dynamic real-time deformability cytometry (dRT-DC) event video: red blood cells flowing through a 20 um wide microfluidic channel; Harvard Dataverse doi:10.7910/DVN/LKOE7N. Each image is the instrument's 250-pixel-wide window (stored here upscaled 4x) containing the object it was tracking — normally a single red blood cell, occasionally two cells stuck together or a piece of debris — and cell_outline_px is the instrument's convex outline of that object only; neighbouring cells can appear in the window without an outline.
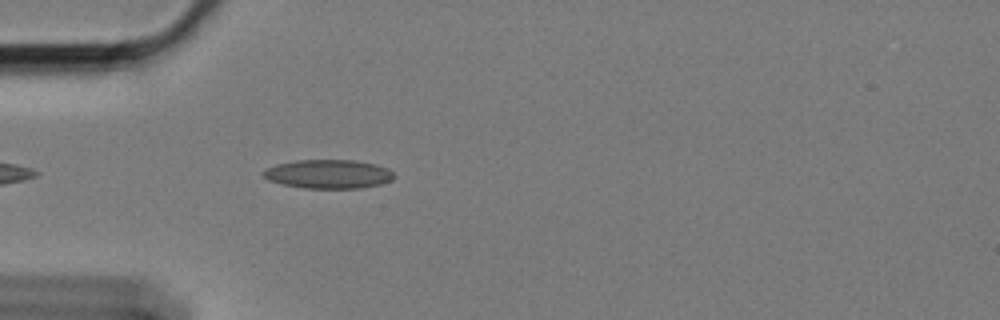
{"species": "Egyptian fruit bat (a non-hibernating species)", "species_latin": "Rousettus aegyptiacus", "temperature_condition": "cold", "stored_images_in_passage": 20, "camera_frame_rate_fps": 3000, "um_per_image_px": 0.085, "animal": {"sex": "female"}, "frame": {"image": 1, "passage_image": 4, "time_ms": 1.0, "image_size_px": [1000, 320], "cell_outline_px": [[396, 176], [392, 180], [380, 184], [360, 188], [304, 188], [284, 184], [268, 180], [260, 172], [276, 164], [296, 160], [352, 160], [376, 164], [388, 168]], "centroid_in_image_um": [27.93, 14.79], "position_along_channel_um": 57.1, "area_um2": 21.96}}
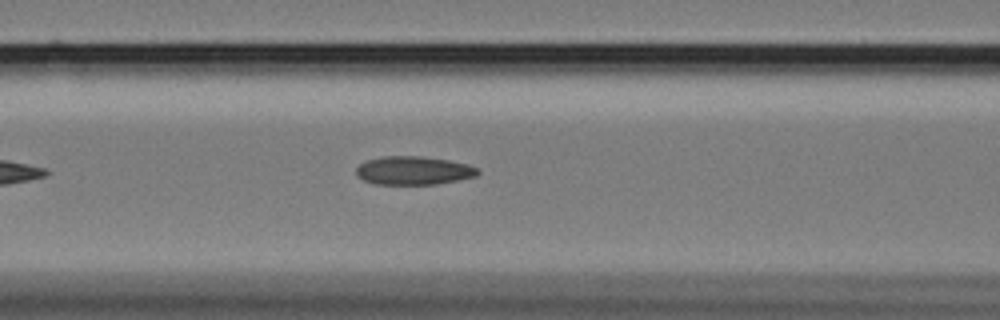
{"frame": {"image": 2, "passage_image": 11, "time_ms": 3.333, "image_size_px": [1000, 320], "cell_outline_px": [[480, 172], [476, 176], [436, 184], [376, 184], [364, 180], [356, 176], [356, 168], [364, 160], [384, 156], [420, 156], [448, 160], [468, 164], [476, 168]], "centroid_in_image_um": [35.11, 14.49], "position_along_channel_um": 131.5, "area_um2": 20.11}}
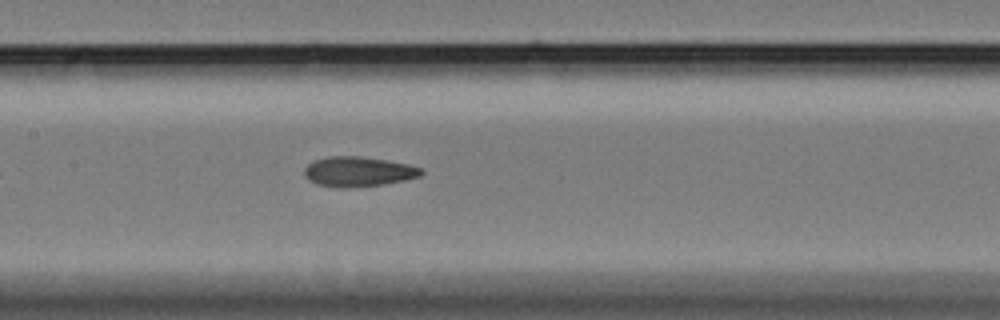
{"frame": {"image": 3, "passage_image": 15, "time_ms": 4.667, "image_size_px": [1000, 320], "cell_outline_px": [[424, 172], [420, 176], [404, 180], [384, 184], [340, 188], [316, 184], [308, 180], [304, 176], [304, 168], [308, 164], [316, 160], [328, 156], [360, 156], [388, 160], [408, 164], [424, 168]], "centroid_in_image_um": [30.46, 14.58], "position_along_channel_um": 176.9, "area_um2": 20.46}}